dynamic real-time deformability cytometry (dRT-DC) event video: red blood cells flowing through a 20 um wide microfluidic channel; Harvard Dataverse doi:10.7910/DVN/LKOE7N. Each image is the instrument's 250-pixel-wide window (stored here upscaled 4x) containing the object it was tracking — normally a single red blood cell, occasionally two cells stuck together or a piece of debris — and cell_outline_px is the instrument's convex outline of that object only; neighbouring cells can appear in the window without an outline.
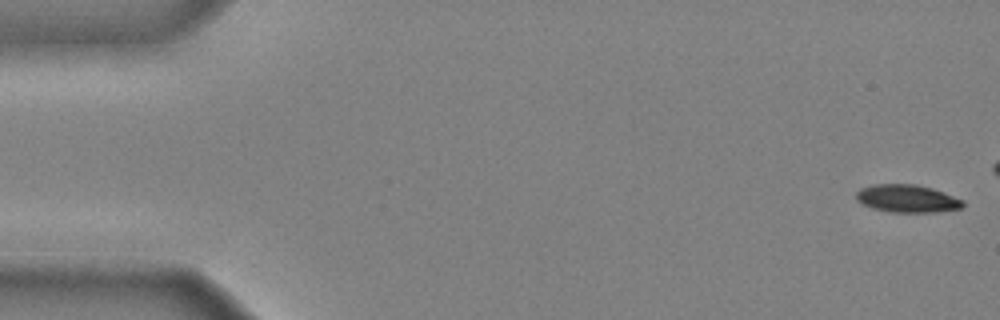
{"species": "common noctule bat (a hibernating species)", "species_latin": "Nyctalus noctula", "temperature_condition": "cold", "stored_images_in_passage": 10, "camera_frame_rate_fps": 3000, "um_per_image_px": 0.085, "animal": {"sex": "male", "body_mass_g": 20.4}, "frame": {"image": 1, "passage_image": 1, "time_ms": 0.0, "image_size_px": [1000, 320], "cell_outline_px": [[964, 204], [960, 208], [932, 212], [892, 212], [872, 208], [856, 200], [856, 192], [860, 188], [872, 184], [916, 184], [932, 188], [944, 192], [964, 200]], "centroid_in_image_um": [77.09, 16.86], "position_along_channel_um": 7.9, "area_um2": 17.22}}